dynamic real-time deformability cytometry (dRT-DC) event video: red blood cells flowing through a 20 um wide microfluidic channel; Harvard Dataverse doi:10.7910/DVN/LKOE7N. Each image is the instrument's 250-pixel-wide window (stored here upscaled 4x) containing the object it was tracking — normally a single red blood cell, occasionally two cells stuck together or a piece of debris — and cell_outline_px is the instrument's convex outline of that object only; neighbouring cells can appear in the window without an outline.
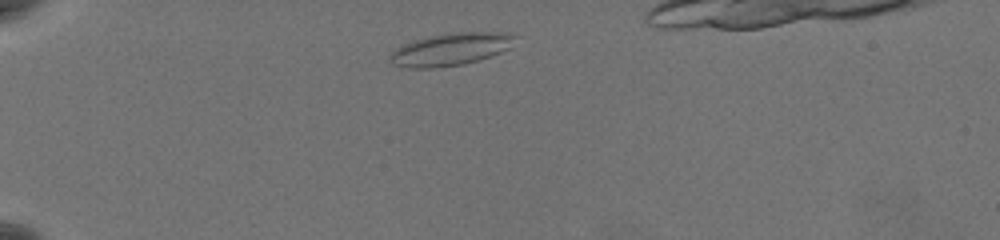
{"species": "common noctule bat (a hibernating species)", "species_latin": "Nyctalus noctula", "temperature_condition": "warm", "stored_images_in_passage": 41, "camera_frame_rate_fps": 3000, "um_per_image_px": 0.085, "animal": {"sex": "female", "body_mass_g": 19.5, "forearm_length_mm": 54.1}, "frame": {"image": 1, "passage_image": 1, "time_ms": 0.0, "image_size_px": [1000, 240], "cell_outline_px": [[516, 36], [508, 48], [500, 52], [464, 64], [432, 68], [408, 68], [392, 64], [388, 60], [388, 56], [396, 48], [404, 44], [428, 36], [452, 32], [504, 32]], "centroid_in_image_um": [38.24, 4.19], "position_along_channel_um": 46.8, "area_um2": 23.41}}
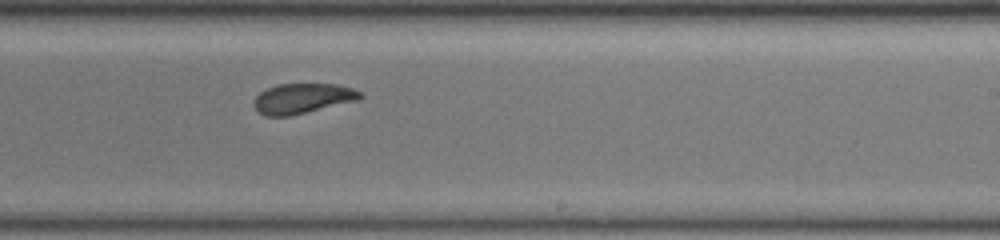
{"frame": {"image": 2, "passage_image": 23, "time_ms": 7.333, "image_size_px": [1000, 240], "cell_outline_px": [[364, 96], [360, 100], [288, 116], [264, 116], [252, 104], [256, 96], [260, 92], [268, 88], [280, 84], [336, 84], [352, 88], [360, 92]], "centroid_in_image_um": [25.73, 8.37], "position_along_channel_um": 263.3, "area_um2": 18.55}}
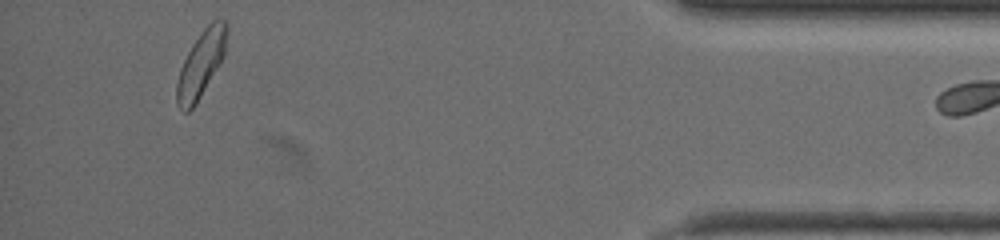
{"frame": {"image": 3, "passage_image": 40, "time_ms": 13.0, "image_size_px": [1000, 240], "cell_outline_px": [[228, 32], [224, 56], [196, 104], [188, 112], [184, 112], [176, 104], [176, 84], [180, 68], [192, 44], [204, 28], [212, 20], [220, 16], [228, 24]], "centroid_in_image_um": [17.1, 5.4], "position_along_channel_um": 418.1, "area_um2": 19.42}}